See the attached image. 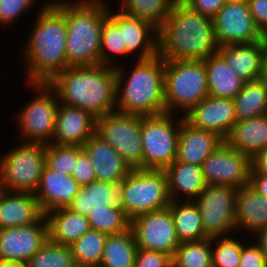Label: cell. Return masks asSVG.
<instances>
[{"instance_id":"obj_19","label":"cell","mask_w":267,"mask_h":267,"mask_svg":"<svg viewBox=\"0 0 267 267\" xmlns=\"http://www.w3.org/2000/svg\"><path fill=\"white\" fill-rule=\"evenodd\" d=\"M95 130L96 117L91 113L59 103L53 144L82 147Z\"/></svg>"},{"instance_id":"obj_26","label":"cell","mask_w":267,"mask_h":267,"mask_svg":"<svg viewBox=\"0 0 267 267\" xmlns=\"http://www.w3.org/2000/svg\"><path fill=\"white\" fill-rule=\"evenodd\" d=\"M264 41L220 46L218 53L245 83L259 79Z\"/></svg>"},{"instance_id":"obj_50","label":"cell","mask_w":267,"mask_h":267,"mask_svg":"<svg viewBox=\"0 0 267 267\" xmlns=\"http://www.w3.org/2000/svg\"><path fill=\"white\" fill-rule=\"evenodd\" d=\"M249 185L255 191L267 198V175L250 174Z\"/></svg>"},{"instance_id":"obj_8","label":"cell","mask_w":267,"mask_h":267,"mask_svg":"<svg viewBox=\"0 0 267 267\" xmlns=\"http://www.w3.org/2000/svg\"><path fill=\"white\" fill-rule=\"evenodd\" d=\"M17 146L0 158V186L34 194L45 166L46 144L21 141Z\"/></svg>"},{"instance_id":"obj_54","label":"cell","mask_w":267,"mask_h":267,"mask_svg":"<svg viewBox=\"0 0 267 267\" xmlns=\"http://www.w3.org/2000/svg\"><path fill=\"white\" fill-rule=\"evenodd\" d=\"M226 2H233V3H245L248 0H225Z\"/></svg>"},{"instance_id":"obj_16","label":"cell","mask_w":267,"mask_h":267,"mask_svg":"<svg viewBox=\"0 0 267 267\" xmlns=\"http://www.w3.org/2000/svg\"><path fill=\"white\" fill-rule=\"evenodd\" d=\"M48 239L45 215L35 224L0 229V261L27 263Z\"/></svg>"},{"instance_id":"obj_32","label":"cell","mask_w":267,"mask_h":267,"mask_svg":"<svg viewBox=\"0 0 267 267\" xmlns=\"http://www.w3.org/2000/svg\"><path fill=\"white\" fill-rule=\"evenodd\" d=\"M236 121L267 114V85L260 79L244 83L242 90L233 98Z\"/></svg>"},{"instance_id":"obj_28","label":"cell","mask_w":267,"mask_h":267,"mask_svg":"<svg viewBox=\"0 0 267 267\" xmlns=\"http://www.w3.org/2000/svg\"><path fill=\"white\" fill-rule=\"evenodd\" d=\"M225 142L252 157L267 148V114L236 122Z\"/></svg>"},{"instance_id":"obj_51","label":"cell","mask_w":267,"mask_h":267,"mask_svg":"<svg viewBox=\"0 0 267 267\" xmlns=\"http://www.w3.org/2000/svg\"><path fill=\"white\" fill-rule=\"evenodd\" d=\"M252 237L253 238L256 237L255 238V244L261 249V251L264 254V257L267 261V225L264 228L256 231Z\"/></svg>"},{"instance_id":"obj_9","label":"cell","mask_w":267,"mask_h":267,"mask_svg":"<svg viewBox=\"0 0 267 267\" xmlns=\"http://www.w3.org/2000/svg\"><path fill=\"white\" fill-rule=\"evenodd\" d=\"M181 122L170 113L142 118V169L164 170L176 160Z\"/></svg>"},{"instance_id":"obj_45","label":"cell","mask_w":267,"mask_h":267,"mask_svg":"<svg viewBox=\"0 0 267 267\" xmlns=\"http://www.w3.org/2000/svg\"><path fill=\"white\" fill-rule=\"evenodd\" d=\"M267 261L261 249L254 243L242 247L240 263L238 267H266Z\"/></svg>"},{"instance_id":"obj_53","label":"cell","mask_w":267,"mask_h":267,"mask_svg":"<svg viewBox=\"0 0 267 267\" xmlns=\"http://www.w3.org/2000/svg\"><path fill=\"white\" fill-rule=\"evenodd\" d=\"M0 267H29L28 263L0 261Z\"/></svg>"},{"instance_id":"obj_1","label":"cell","mask_w":267,"mask_h":267,"mask_svg":"<svg viewBox=\"0 0 267 267\" xmlns=\"http://www.w3.org/2000/svg\"><path fill=\"white\" fill-rule=\"evenodd\" d=\"M219 47L212 19L180 0L158 29V55L163 60H205Z\"/></svg>"},{"instance_id":"obj_12","label":"cell","mask_w":267,"mask_h":267,"mask_svg":"<svg viewBox=\"0 0 267 267\" xmlns=\"http://www.w3.org/2000/svg\"><path fill=\"white\" fill-rule=\"evenodd\" d=\"M237 190L229 185H207L194 200L208 238L235 233Z\"/></svg>"},{"instance_id":"obj_31","label":"cell","mask_w":267,"mask_h":267,"mask_svg":"<svg viewBox=\"0 0 267 267\" xmlns=\"http://www.w3.org/2000/svg\"><path fill=\"white\" fill-rule=\"evenodd\" d=\"M138 246L131 227L108 235L99 267H134Z\"/></svg>"},{"instance_id":"obj_36","label":"cell","mask_w":267,"mask_h":267,"mask_svg":"<svg viewBox=\"0 0 267 267\" xmlns=\"http://www.w3.org/2000/svg\"><path fill=\"white\" fill-rule=\"evenodd\" d=\"M173 267H213L211 238L182 242L172 257Z\"/></svg>"},{"instance_id":"obj_17","label":"cell","mask_w":267,"mask_h":267,"mask_svg":"<svg viewBox=\"0 0 267 267\" xmlns=\"http://www.w3.org/2000/svg\"><path fill=\"white\" fill-rule=\"evenodd\" d=\"M183 117L192 126L217 133L224 140L237 122L233 99L210 95L201 100Z\"/></svg>"},{"instance_id":"obj_33","label":"cell","mask_w":267,"mask_h":267,"mask_svg":"<svg viewBox=\"0 0 267 267\" xmlns=\"http://www.w3.org/2000/svg\"><path fill=\"white\" fill-rule=\"evenodd\" d=\"M120 11L151 23L159 29L177 0H121Z\"/></svg>"},{"instance_id":"obj_52","label":"cell","mask_w":267,"mask_h":267,"mask_svg":"<svg viewBox=\"0 0 267 267\" xmlns=\"http://www.w3.org/2000/svg\"><path fill=\"white\" fill-rule=\"evenodd\" d=\"M259 79L267 85V39L264 40V52L262 56L261 74Z\"/></svg>"},{"instance_id":"obj_49","label":"cell","mask_w":267,"mask_h":267,"mask_svg":"<svg viewBox=\"0 0 267 267\" xmlns=\"http://www.w3.org/2000/svg\"><path fill=\"white\" fill-rule=\"evenodd\" d=\"M251 174L267 175V148L251 157Z\"/></svg>"},{"instance_id":"obj_29","label":"cell","mask_w":267,"mask_h":267,"mask_svg":"<svg viewBox=\"0 0 267 267\" xmlns=\"http://www.w3.org/2000/svg\"><path fill=\"white\" fill-rule=\"evenodd\" d=\"M204 65L210 96L233 99L242 90L245 82L238 77L219 53L210 55L204 60Z\"/></svg>"},{"instance_id":"obj_44","label":"cell","mask_w":267,"mask_h":267,"mask_svg":"<svg viewBox=\"0 0 267 267\" xmlns=\"http://www.w3.org/2000/svg\"><path fill=\"white\" fill-rule=\"evenodd\" d=\"M134 267H172V257L161 252L138 248Z\"/></svg>"},{"instance_id":"obj_2","label":"cell","mask_w":267,"mask_h":267,"mask_svg":"<svg viewBox=\"0 0 267 267\" xmlns=\"http://www.w3.org/2000/svg\"><path fill=\"white\" fill-rule=\"evenodd\" d=\"M29 39H26L24 58L28 83H48L64 71L66 61V21L64 14L53 4L43 2L37 13Z\"/></svg>"},{"instance_id":"obj_25","label":"cell","mask_w":267,"mask_h":267,"mask_svg":"<svg viewBox=\"0 0 267 267\" xmlns=\"http://www.w3.org/2000/svg\"><path fill=\"white\" fill-rule=\"evenodd\" d=\"M267 225V198L249 184L237 190L235 229L252 235Z\"/></svg>"},{"instance_id":"obj_21","label":"cell","mask_w":267,"mask_h":267,"mask_svg":"<svg viewBox=\"0 0 267 267\" xmlns=\"http://www.w3.org/2000/svg\"><path fill=\"white\" fill-rule=\"evenodd\" d=\"M225 140L217 133L196 128L182 116L176 161L201 166Z\"/></svg>"},{"instance_id":"obj_13","label":"cell","mask_w":267,"mask_h":267,"mask_svg":"<svg viewBox=\"0 0 267 267\" xmlns=\"http://www.w3.org/2000/svg\"><path fill=\"white\" fill-rule=\"evenodd\" d=\"M138 248L161 252L171 257L180 241L168 208L138 215L130 225Z\"/></svg>"},{"instance_id":"obj_5","label":"cell","mask_w":267,"mask_h":267,"mask_svg":"<svg viewBox=\"0 0 267 267\" xmlns=\"http://www.w3.org/2000/svg\"><path fill=\"white\" fill-rule=\"evenodd\" d=\"M135 63L128 76L123 65L115 68L116 111L144 117L166 113L164 60L157 54Z\"/></svg>"},{"instance_id":"obj_34","label":"cell","mask_w":267,"mask_h":267,"mask_svg":"<svg viewBox=\"0 0 267 267\" xmlns=\"http://www.w3.org/2000/svg\"><path fill=\"white\" fill-rule=\"evenodd\" d=\"M107 234L90 229L70 245L75 264L81 267H99Z\"/></svg>"},{"instance_id":"obj_48","label":"cell","mask_w":267,"mask_h":267,"mask_svg":"<svg viewBox=\"0 0 267 267\" xmlns=\"http://www.w3.org/2000/svg\"><path fill=\"white\" fill-rule=\"evenodd\" d=\"M67 208L75 213L87 216L90 213V201L88 193L81 188Z\"/></svg>"},{"instance_id":"obj_23","label":"cell","mask_w":267,"mask_h":267,"mask_svg":"<svg viewBox=\"0 0 267 267\" xmlns=\"http://www.w3.org/2000/svg\"><path fill=\"white\" fill-rule=\"evenodd\" d=\"M44 215L34 194L1 191L0 229L35 224Z\"/></svg>"},{"instance_id":"obj_4","label":"cell","mask_w":267,"mask_h":267,"mask_svg":"<svg viewBox=\"0 0 267 267\" xmlns=\"http://www.w3.org/2000/svg\"><path fill=\"white\" fill-rule=\"evenodd\" d=\"M106 0H49L65 16L68 67L100 64L102 26L108 15Z\"/></svg>"},{"instance_id":"obj_35","label":"cell","mask_w":267,"mask_h":267,"mask_svg":"<svg viewBox=\"0 0 267 267\" xmlns=\"http://www.w3.org/2000/svg\"><path fill=\"white\" fill-rule=\"evenodd\" d=\"M87 219L91 229L107 235L124 232L131 225V220L120 206L94 207Z\"/></svg>"},{"instance_id":"obj_22","label":"cell","mask_w":267,"mask_h":267,"mask_svg":"<svg viewBox=\"0 0 267 267\" xmlns=\"http://www.w3.org/2000/svg\"><path fill=\"white\" fill-rule=\"evenodd\" d=\"M82 148L92 161L98 181L119 184L132 171L116 149L96 133Z\"/></svg>"},{"instance_id":"obj_27","label":"cell","mask_w":267,"mask_h":267,"mask_svg":"<svg viewBox=\"0 0 267 267\" xmlns=\"http://www.w3.org/2000/svg\"><path fill=\"white\" fill-rule=\"evenodd\" d=\"M49 240L55 244L70 246L91 229L87 216L69 208H58L45 213Z\"/></svg>"},{"instance_id":"obj_42","label":"cell","mask_w":267,"mask_h":267,"mask_svg":"<svg viewBox=\"0 0 267 267\" xmlns=\"http://www.w3.org/2000/svg\"><path fill=\"white\" fill-rule=\"evenodd\" d=\"M36 0H0V25H14L20 15L33 7ZM11 24V25H10Z\"/></svg>"},{"instance_id":"obj_38","label":"cell","mask_w":267,"mask_h":267,"mask_svg":"<svg viewBox=\"0 0 267 267\" xmlns=\"http://www.w3.org/2000/svg\"><path fill=\"white\" fill-rule=\"evenodd\" d=\"M29 267H74L76 266L70 246L48 241L29 259Z\"/></svg>"},{"instance_id":"obj_37","label":"cell","mask_w":267,"mask_h":267,"mask_svg":"<svg viewBox=\"0 0 267 267\" xmlns=\"http://www.w3.org/2000/svg\"><path fill=\"white\" fill-rule=\"evenodd\" d=\"M112 55V56H111ZM115 55H129L123 45V32L119 26L107 15L104 19L101 35L100 64L116 68ZM113 64V65H112Z\"/></svg>"},{"instance_id":"obj_24","label":"cell","mask_w":267,"mask_h":267,"mask_svg":"<svg viewBox=\"0 0 267 267\" xmlns=\"http://www.w3.org/2000/svg\"><path fill=\"white\" fill-rule=\"evenodd\" d=\"M164 171L167 176L168 195L171 201L184 199L185 201L186 199L194 201L207 186L201 166L175 160ZM182 195L186 198L183 199Z\"/></svg>"},{"instance_id":"obj_10","label":"cell","mask_w":267,"mask_h":267,"mask_svg":"<svg viewBox=\"0 0 267 267\" xmlns=\"http://www.w3.org/2000/svg\"><path fill=\"white\" fill-rule=\"evenodd\" d=\"M36 97L19 109L16 122L22 142L52 143L55 133L59 101L55 91L47 83H30ZM21 136V137H20Z\"/></svg>"},{"instance_id":"obj_46","label":"cell","mask_w":267,"mask_h":267,"mask_svg":"<svg viewBox=\"0 0 267 267\" xmlns=\"http://www.w3.org/2000/svg\"><path fill=\"white\" fill-rule=\"evenodd\" d=\"M189 9L209 18H213L226 3L225 0H180Z\"/></svg>"},{"instance_id":"obj_3","label":"cell","mask_w":267,"mask_h":267,"mask_svg":"<svg viewBox=\"0 0 267 267\" xmlns=\"http://www.w3.org/2000/svg\"><path fill=\"white\" fill-rule=\"evenodd\" d=\"M47 84L59 103L85 110L96 118L116 111V72L111 66L68 67Z\"/></svg>"},{"instance_id":"obj_41","label":"cell","mask_w":267,"mask_h":267,"mask_svg":"<svg viewBox=\"0 0 267 267\" xmlns=\"http://www.w3.org/2000/svg\"><path fill=\"white\" fill-rule=\"evenodd\" d=\"M89 195L90 212L94 207L120 206L119 184L95 180L82 187Z\"/></svg>"},{"instance_id":"obj_14","label":"cell","mask_w":267,"mask_h":267,"mask_svg":"<svg viewBox=\"0 0 267 267\" xmlns=\"http://www.w3.org/2000/svg\"><path fill=\"white\" fill-rule=\"evenodd\" d=\"M207 185L241 188L249 184L251 157L222 143L201 165Z\"/></svg>"},{"instance_id":"obj_7","label":"cell","mask_w":267,"mask_h":267,"mask_svg":"<svg viewBox=\"0 0 267 267\" xmlns=\"http://www.w3.org/2000/svg\"><path fill=\"white\" fill-rule=\"evenodd\" d=\"M119 185L120 207L130 220L144 213L166 209L170 204L164 170L132 169Z\"/></svg>"},{"instance_id":"obj_6","label":"cell","mask_w":267,"mask_h":267,"mask_svg":"<svg viewBox=\"0 0 267 267\" xmlns=\"http://www.w3.org/2000/svg\"><path fill=\"white\" fill-rule=\"evenodd\" d=\"M208 95L204 60H164L166 113L183 116Z\"/></svg>"},{"instance_id":"obj_39","label":"cell","mask_w":267,"mask_h":267,"mask_svg":"<svg viewBox=\"0 0 267 267\" xmlns=\"http://www.w3.org/2000/svg\"><path fill=\"white\" fill-rule=\"evenodd\" d=\"M230 236L231 233L211 238L213 267H238L243 247L242 240L238 241Z\"/></svg>"},{"instance_id":"obj_40","label":"cell","mask_w":267,"mask_h":267,"mask_svg":"<svg viewBox=\"0 0 267 267\" xmlns=\"http://www.w3.org/2000/svg\"><path fill=\"white\" fill-rule=\"evenodd\" d=\"M77 162V146L46 144L45 165L53 171L72 175Z\"/></svg>"},{"instance_id":"obj_20","label":"cell","mask_w":267,"mask_h":267,"mask_svg":"<svg viewBox=\"0 0 267 267\" xmlns=\"http://www.w3.org/2000/svg\"><path fill=\"white\" fill-rule=\"evenodd\" d=\"M81 188L71 175L53 171L45 165L34 195L45 214L58 208H67Z\"/></svg>"},{"instance_id":"obj_47","label":"cell","mask_w":267,"mask_h":267,"mask_svg":"<svg viewBox=\"0 0 267 267\" xmlns=\"http://www.w3.org/2000/svg\"><path fill=\"white\" fill-rule=\"evenodd\" d=\"M247 3L255 24L267 38V0H248Z\"/></svg>"},{"instance_id":"obj_43","label":"cell","mask_w":267,"mask_h":267,"mask_svg":"<svg viewBox=\"0 0 267 267\" xmlns=\"http://www.w3.org/2000/svg\"><path fill=\"white\" fill-rule=\"evenodd\" d=\"M71 176L82 187L96 180V172L92 161L81 146H77V162Z\"/></svg>"},{"instance_id":"obj_30","label":"cell","mask_w":267,"mask_h":267,"mask_svg":"<svg viewBox=\"0 0 267 267\" xmlns=\"http://www.w3.org/2000/svg\"><path fill=\"white\" fill-rule=\"evenodd\" d=\"M168 209L180 243L208 238L202 227L200 210L194 201H170Z\"/></svg>"},{"instance_id":"obj_11","label":"cell","mask_w":267,"mask_h":267,"mask_svg":"<svg viewBox=\"0 0 267 267\" xmlns=\"http://www.w3.org/2000/svg\"><path fill=\"white\" fill-rule=\"evenodd\" d=\"M143 117L113 111L96 118L95 133L115 148L132 169H142Z\"/></svg>"},{"instance_id":"obj_15","label":"cell","mask_w":267,"mask_h":267,"mask_svg":"<svg viewBox=\"0 0 267 267\" xmlns=\"http://www.w3.org/2000/svg\"><path fill=\"white\" fill-rule=\"evenodd\" d=\"M212 21L220 46L252 44L267 39L255 24L247 2H226Z\"/></svg>"},{"instance_id":"obj_18","label":"cell","mask_w":267,"mask_h":267,"mask_svg":"<svg viewBox=\"0 0 267 267\" xmlns=\"http://www.w3.org/2000/svg\"><path fill=\"white\" fill-rule=\"evenodd\" d=\"M108 16L119 26L123 32V45L129 55H136L137 60H146L158 54V29L151 23L126 15L121 11L113 13L108 11Z\"/></svg>"}]
</instances>
